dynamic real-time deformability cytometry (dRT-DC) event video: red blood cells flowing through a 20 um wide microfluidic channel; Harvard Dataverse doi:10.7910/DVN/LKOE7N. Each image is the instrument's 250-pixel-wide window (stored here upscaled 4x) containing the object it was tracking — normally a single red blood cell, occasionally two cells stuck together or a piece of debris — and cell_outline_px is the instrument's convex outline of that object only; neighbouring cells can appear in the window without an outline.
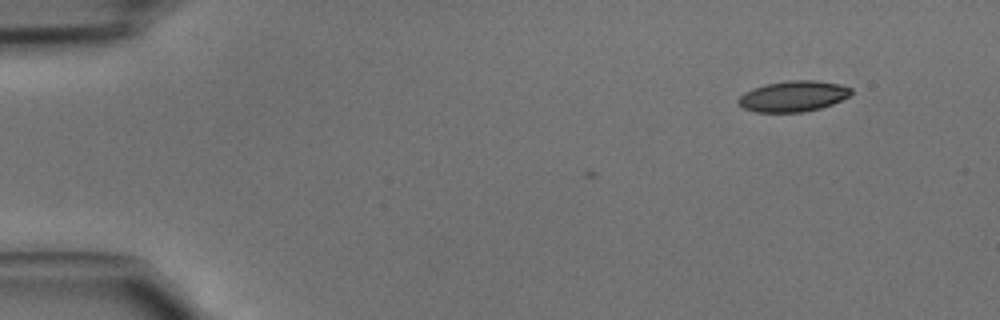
{"species": "common noctule bat (a hibernating species)", "species_latin": "Nyctalus noctula", "temperature_condition": "cold", "stored_images_in_passage": 2, "camera_frame_rate_fps": 3000, "um_per_image_px": 0.085, "animal": {"sex": "male", "body_mass_g": 15.6}, "frame": {"image": 1, "passage_image": 2, "time_ms": 0.333, "image_size_px": [1000, 320], "cell_outline_px": [[852, 92], [848, 96], [832, 104], [820, 108], [804, 112], [756, 112], [744, 108], [736, 100], [744, 92], [752, 88], [764, 84], [788, 80], [816, 80], [840, 84], [852, 88]], "centroid_in_image_um": [67.41, 8.17], "position_along_channel_um": 17.6, "area_um2": 20.29}}